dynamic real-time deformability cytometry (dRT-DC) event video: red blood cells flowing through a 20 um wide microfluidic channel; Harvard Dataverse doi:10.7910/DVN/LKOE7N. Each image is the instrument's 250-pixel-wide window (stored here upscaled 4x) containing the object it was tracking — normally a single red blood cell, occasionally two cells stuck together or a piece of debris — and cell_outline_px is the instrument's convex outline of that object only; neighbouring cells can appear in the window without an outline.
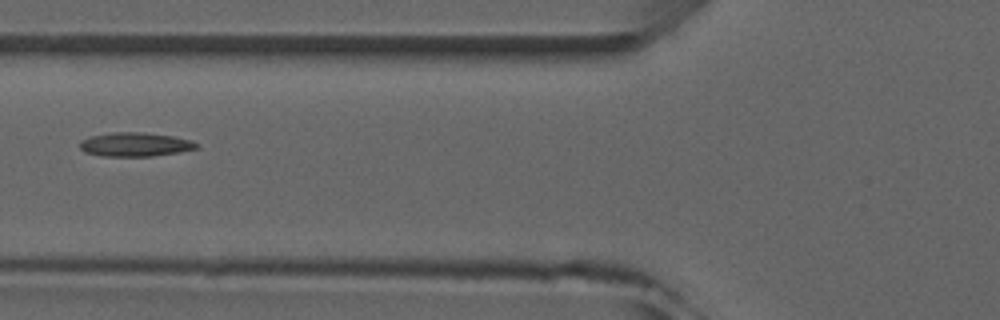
{"species": "common noctule bat (a hibernating species)", "species_latin": "Nyctalus noctula", "temperature_condition": "room temperature", "stored_images_in_passage": 6, "camera_frame_rate_fps": 3000, "um_per_image_px": 0.085, "animal": {"sex": "male", "forearm_length_mm": 52.5}, "frame": {"image": 1, "passage_image": 5, "time_ms": 5.333, "image_size_px": [1000, 320], "cell_outline_px": [[200, 144], [196, 148], [176, 152], [152, 156], [100, 156], [84, 152], [80, 148], [80, 144], [84, 140], [92, 136], [112, 132], [140, 132], [172, 136], [188, 140]], "centroid_in_image_um": [11.45, 12.28], "position_along_channel_um": 114.3, "area_um2": 15.95}}
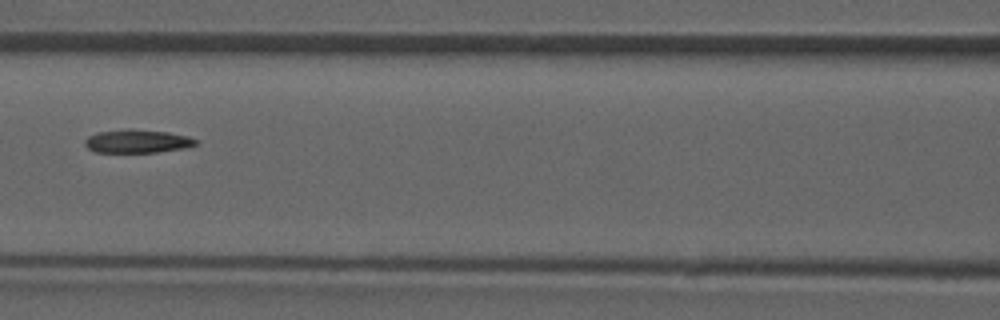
{"frame": {"image": 2, "passage_image": 6, "time_ms": 6.333, "image_size_px": [1000, 320], "cell_outline_px": [[196, 144], [188, 148], [156, 152], [96, 152], [88, 148], [84, 144], [84, 140], [88, 136], [96, 132], [128, 128], [168, 132], [188, 136], [196, 140]], "centroid_in_image_um": [11.65, 12.0], "position_along_channel_um": 155.0, "area_um2": 15.2}}